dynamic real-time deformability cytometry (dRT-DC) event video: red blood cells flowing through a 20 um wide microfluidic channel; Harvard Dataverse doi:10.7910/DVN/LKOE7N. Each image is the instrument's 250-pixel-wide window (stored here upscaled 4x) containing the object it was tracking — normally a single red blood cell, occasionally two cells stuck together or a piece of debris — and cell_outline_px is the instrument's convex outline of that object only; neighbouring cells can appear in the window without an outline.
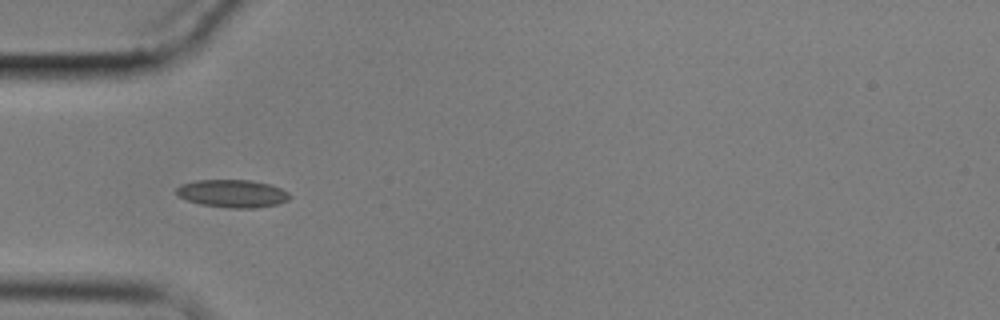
{"species": "common noctule bat (a hibernating species)", "species_latin": "Nyctalus noctula", "temperature_condition": "cold", "stored_images_in_passage": 6, "camera_frame_rate_fps": 3000, "um_per_image_px": 0.085, "animal": {"sex": "male", "body_mass_g": 17.9}, "frame": {"image": 1, "passage_image": 5, "time_ms": 6.0, "image_size_px": [1000, 320], "cell_outline_px": [[292, 196], [288, 200], [276, 204], [256, 208], [232, 208], [200, 204], [188, 200], [180, 196], [176, 192], [176, 188], [180, 184], [196, 180], [252, 180], [268, 184], [280, 188], [288, 192]], "centroid_in_image_um": [19.77, 16.44], "position_along_channel_um": 65.2, "area_um2": 18.26}}
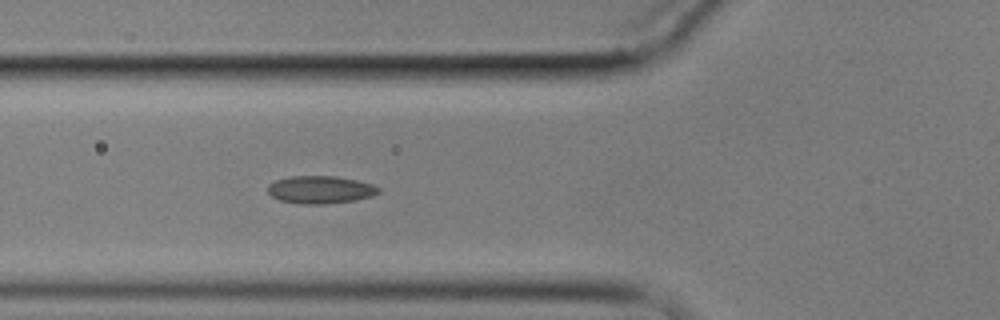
{"frame": {"image": 2, "passage_image": 6, "time_ms": 7.0, "image_size_px": [1000, 320], "cell_outline_px": [[380, 192], [372, 196], [356, 200], [324, 204], [300, 204], [280, 200], [272, 196], [268, 192], [268, 184], [276, 180], [292, 176], [336, 176], [356, 180], [372, 184], [380, 188]], "centroid_in_image_um": [27.24, 16.12], "position_along_channel_um": 98.6, "area_um2": 17.86}}